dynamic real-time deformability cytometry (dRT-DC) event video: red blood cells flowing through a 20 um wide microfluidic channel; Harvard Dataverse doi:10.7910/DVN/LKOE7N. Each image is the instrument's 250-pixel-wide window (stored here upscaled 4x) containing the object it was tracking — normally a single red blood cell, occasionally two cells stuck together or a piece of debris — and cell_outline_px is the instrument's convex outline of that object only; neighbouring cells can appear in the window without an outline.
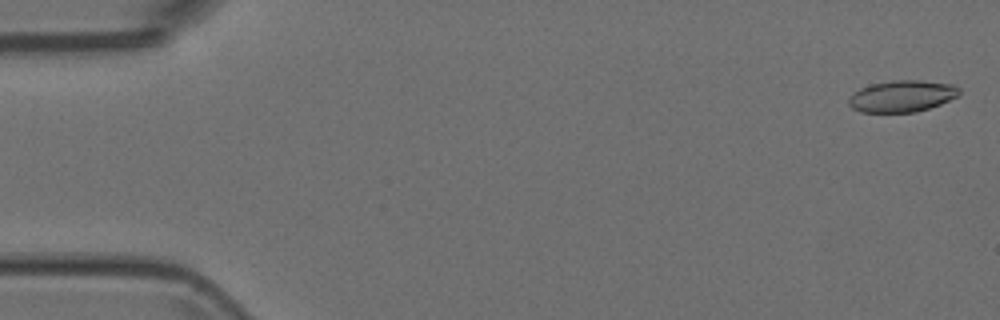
{"species": "Egyptian fruit bat (a non-hibernating species)", "species_latin": "Rousettus aegyptiacus", "temperature_condition": "room temperature", "stored_images_in_passage": 5, "camera_frame_rate_fps": 3000, "um_per_image_px": 0.085, "animal": {"sex": "female"}, "frame": {"image": 1, "passage_image": 1, "time_ms": 0.0, "image_size_px": [1000, 320], "cell_outline_px": [[960, 96], [940, 104], [916, 112], [860, 112], [852, 108], [848, 104], [848, 96], [860, 88], [872, 84], [892, 80], [920, 80], [956, 84], [960, 88]], "centroid_in_image_um": [76.69, 8.16], "position_along_channel_um": 8.3, "area_um2": 20.63}}
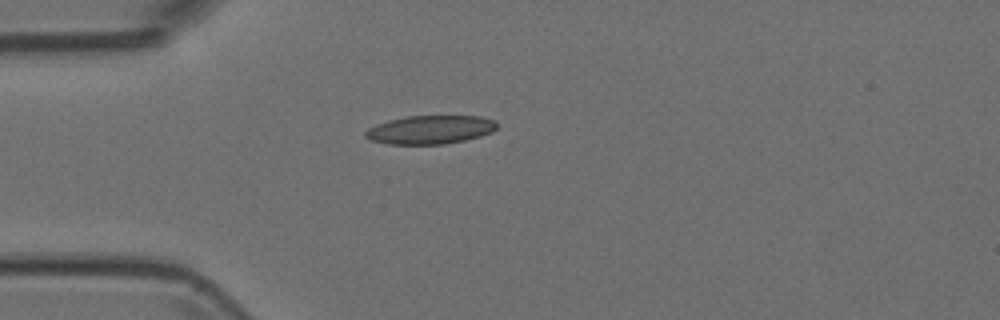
{"frame": {"image": 2, "passage_image": 4, "time_ms": 1.0, "image_size_px": [1000, 320], "cell_outline_px": [[496, 128], [492, 132], [480, 136], [464, 140], [444, 144], [388, 144], [368, 140], [364, 136], [364, 132], [368, 128], [376, 124], [388, 120], [408, 116], [480, 116], [496, 120]], "centroid_in_image_um": [36.53, 11.02], "position_along_channel_um": 48.5, "area_um2": 21.96}}